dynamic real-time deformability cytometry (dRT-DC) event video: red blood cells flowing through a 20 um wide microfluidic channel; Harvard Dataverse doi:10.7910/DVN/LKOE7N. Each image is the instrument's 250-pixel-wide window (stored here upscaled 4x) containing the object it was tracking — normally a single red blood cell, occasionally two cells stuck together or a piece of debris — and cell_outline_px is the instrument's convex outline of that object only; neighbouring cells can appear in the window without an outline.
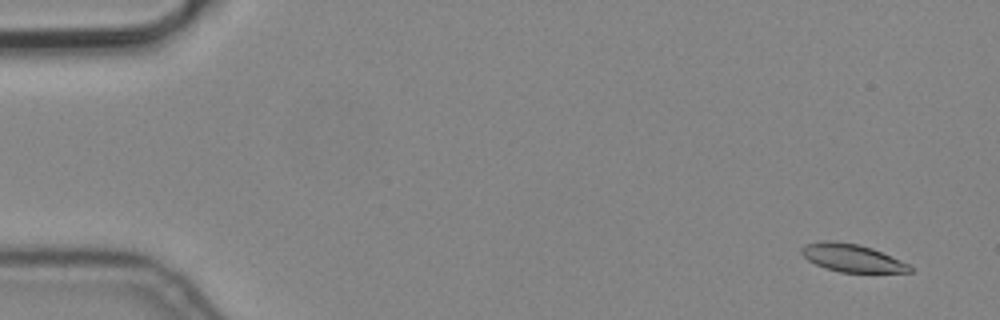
{"species": "common noctule bat (a hibernating species)", "species_latin": "Nyctalus noctula", "temperature_condition": "cold", "stored_images_in_passage": 6, "camera_frame_rate_fps": 3000, "um_per_image_px": 0.085, "animal": {"sex": "male", "body_mass_g": 19.2, "forearm_length_mm": 51.8}, "frame": {"image": 1, "passage_image": 2, "time_ms": 0.333, "image_size_px": [1000, 320], "cell_outline_px": [[912, 272], [840, 272], [824, 268], [808, 260], [800, 252], [800, 248], [804, 244], [824, 240], [832, 240], [860, 244], [872, 248], [900, 260], [908, 264], [912, 268]], "centroid_in_image_um": [72.37, 21.91], "position_along_channel_um": 12.6, "area_um2": 17.57}}
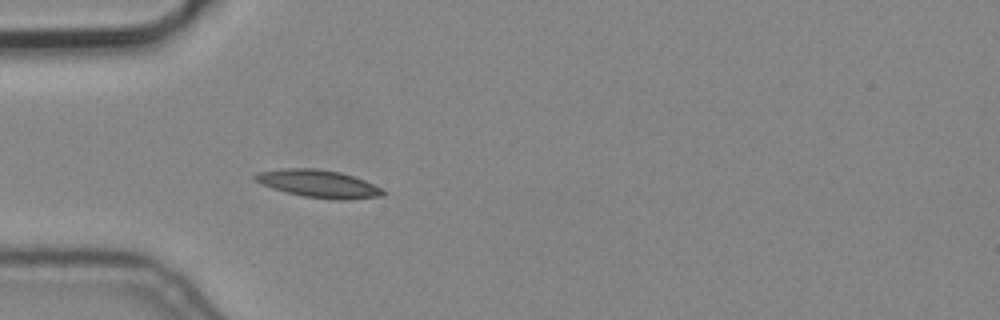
{"frame": {"image": 2, "passage_image": 6, "time_ms": 1.667, "image_size_px": [1000, 320], "cell_outline_px": [[388, 192], [384, 196], [348, 200], [332, 200], [304, 196], [272, 188], [260, 184], [252, 180], [252, 176], [256, 172], [280, 168], [316, 168], [340, 172], [364, 180], [384, 188]], "centroid_in_image_um": [27.09, 15.62], "position_along_channel_um": 57.9, "area_um2": 21.04}}